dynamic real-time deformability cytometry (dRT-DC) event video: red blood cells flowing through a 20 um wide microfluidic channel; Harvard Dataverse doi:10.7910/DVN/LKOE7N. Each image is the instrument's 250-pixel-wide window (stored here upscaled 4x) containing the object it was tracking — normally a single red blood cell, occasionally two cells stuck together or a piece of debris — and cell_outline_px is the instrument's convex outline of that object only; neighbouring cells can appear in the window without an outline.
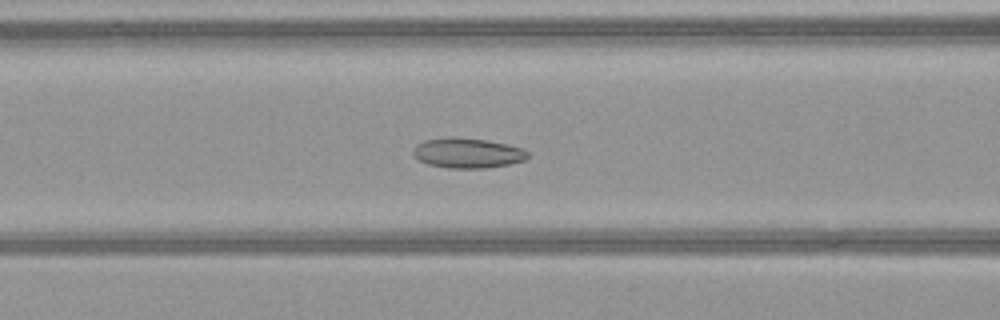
{"species": "common noctule bat (a hibernating species)", "species_latin": "Nyctalus noctula", "temperature_condition": "warm", "stored_images_in_passage": 51, "camera_frame_rate_fps": 3000, "um_per_image_px": 0.085, "animal": {"sex": "female", "body_mass_g": 21.9}, "frame": {"image": 1, "passage_image": 22, "time_ms": 7.0, "image_size_px": [1000, 320], "cell_outline_px": [[528, 156], [524, 160], [508, 164], [484, 168], [448, 168], [428, 164], [412, 156], [412, 148], [416, 144], [424, 140], [448, 136], [452, 136], [488, 140], [508, 144], [524, 148], [528, 152]], "centroid_in_image_um": [39.7, 12.99], "position_along_channel_um": 126.9, "area_um2": 20.35}}
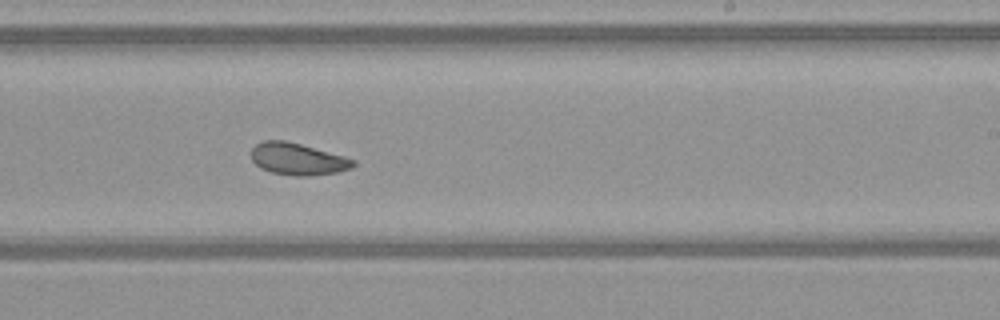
{"frame": {"image": 2, "passage_image": 32, "time_ms": 10.333, "image_size_px": [1000, 320], "cell_outline_px": [[356, 164], [352, 168], [336, 172], [308, 176], [292, 176], [272, 172], [260, 168], [252, 160], [252, 148], [256, 144], [264, 140], [284, 140], [300, 144], [344, 156], [356, 160]], "centroid_in_image_um": [25.31, 13.52], "position_along_channel_um": 263.7, "area_um2": 18.9}}
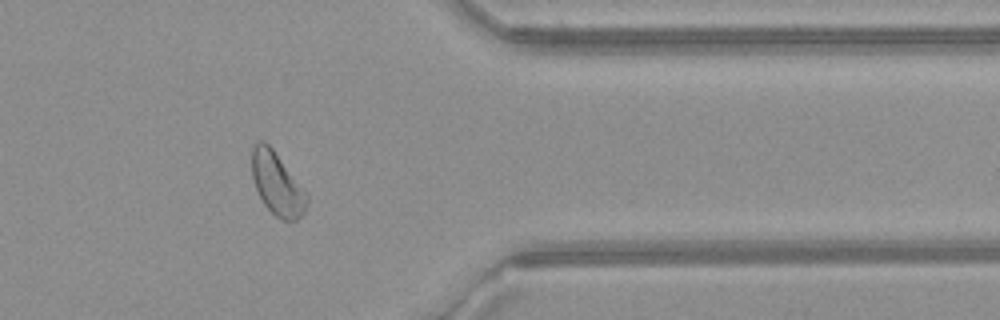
{"frame": {"image": 3, "passage_image": 42, "time_ms": 13.667, "image_size_px": [1000, 320], "cell_outline_px": [[308, 204], [304, 212], [296, 220], [280, 220], [264, 204], [256, 188], [252, 176], [252, 148], [260, 140], [264, 140], [272, 148], [308, 192]], "centroid_in_image_um": [23.58, 15.63], "position_along_channel_um": 387.8, "area_um2": 20.11}, "authors_computed_cell_mechanics": {"area_um2": 21.6172, "velocity_mm_per_s": 4.1131, "shape_relaxation_time_tau1_ms": null, "shape_relaxation_time_tau2_ms": 3.5545, "deformation_change_tau1": null, "deformation_change_tau2": 0.0997}}